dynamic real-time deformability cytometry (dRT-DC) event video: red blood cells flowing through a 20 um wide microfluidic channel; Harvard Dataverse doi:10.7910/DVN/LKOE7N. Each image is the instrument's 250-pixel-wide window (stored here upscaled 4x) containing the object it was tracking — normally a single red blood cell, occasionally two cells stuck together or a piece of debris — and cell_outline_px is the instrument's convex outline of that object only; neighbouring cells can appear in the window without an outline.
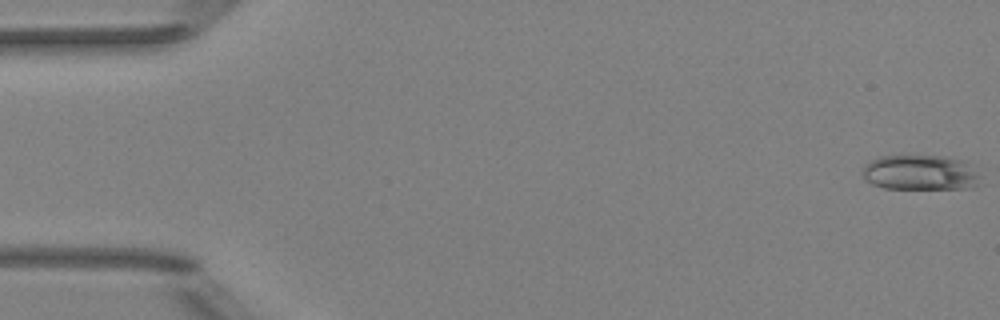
{"species": "Egyptian fruit bat (a non-hibernating species)", "species_latin": "Rousettus aegyptiacus", "temperature_condition": "room temperature", "stored_images_in_passage": 6, "camera_frame_rate_fps": 3000, "um_per_image_px": 0.085, "animal": {"sex": "female"}, "frame": {"image": 1, "passage_image": 1, "time_ms": 0.0, "image_size_px": [1000, 320], "cell_outline_px": [[980, 176], [976, 184], [972, 188], [884, 188], [872, 184], [860, 172], [864, 164], [880, 156], [944, 156], [960, 160]], "centroid_in_image_um": [78.14, 14.67], "position_along_channel_um": 6.9, "area_um2": 23.64}}